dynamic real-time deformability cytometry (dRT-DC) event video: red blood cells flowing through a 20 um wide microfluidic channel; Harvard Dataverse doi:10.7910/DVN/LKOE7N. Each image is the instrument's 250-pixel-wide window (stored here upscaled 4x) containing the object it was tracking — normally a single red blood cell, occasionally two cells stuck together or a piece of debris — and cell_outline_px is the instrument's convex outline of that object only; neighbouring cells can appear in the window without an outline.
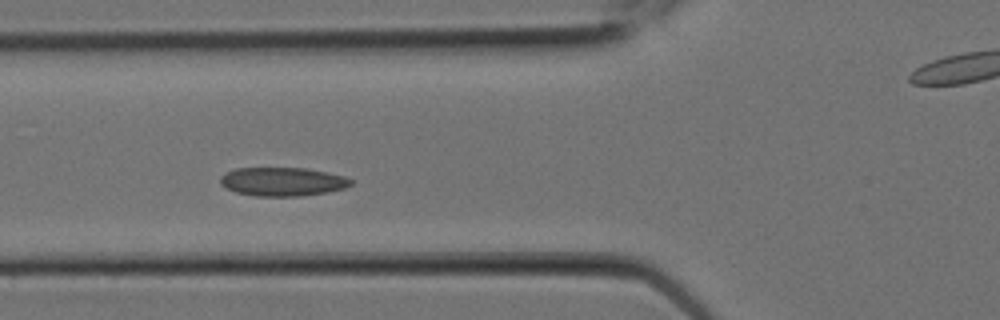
{"species": "Egyptian fruit bat (a non-hibernating species)", "species_latin": "Rousettus aegyptiacus", "temperature_condition": "room temperature", "stored_images_in_passage": 6, "camera_frame_rate_fps": 3000, "um_per_image_px": 0.085, "animal": {"sex": "female"}, "frame": {"image": 1, "passage_image": 5, "time_ms": 1.333, "image_size_px": [1000, 320], "cell_outline_px": [[352, 184], [344, 188], [328, 192], [300, 196], [256, 196], [236, 192], [220, 184], [220, 176], [224, 172], [236, 168], [308, 168], [328, 172], [344, 176], [352, 180]], "centroid_in_image_um": [24.01, 15.43], "position_along_channel_um": 101.8, "area_um2": 21.91}}
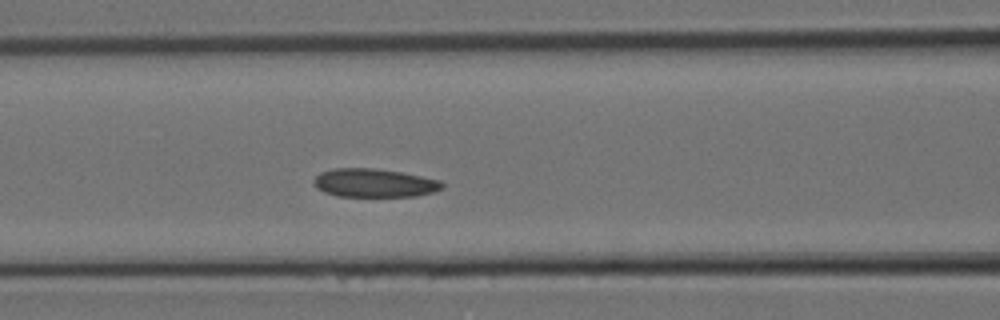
{"frame": {"image": 2, "passage_image": 6, "time_ms": 1.667, "image_size_px": [1000, 320], "cell_outline_px": [[444, 188], [432, 192], [416, 196], [336, 196], [324, 192], [316, 188], [312, 180], [320, 172], [336, 168], [376, 168], [400, 172], [440, 180], [444, 184]], "centroid_in_image_um": [31.79, 15.55], "position_along_channel_um": 134.8, "area_um2": 21.33}}